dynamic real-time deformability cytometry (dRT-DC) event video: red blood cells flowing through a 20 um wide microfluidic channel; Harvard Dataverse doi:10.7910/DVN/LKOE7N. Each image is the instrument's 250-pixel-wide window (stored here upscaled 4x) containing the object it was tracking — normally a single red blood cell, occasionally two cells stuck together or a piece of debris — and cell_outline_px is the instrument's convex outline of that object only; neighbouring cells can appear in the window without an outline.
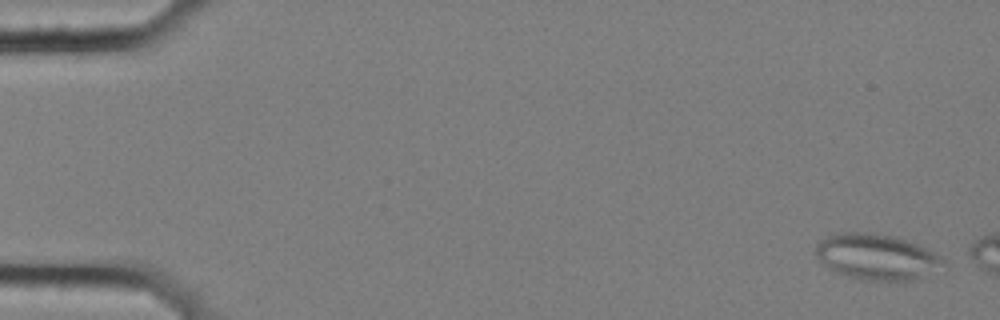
{"species": "common noctule bat (a hibernating species)", "species_latin": "Nyctalus noctula", "temperature_condition": "cold", "stored_images_in_passage": 3, "camera_frame_rate_fps": 3000, "um_per_image_px": 0.085, "animal": {"sex": "female", "body_mass_g": 25.1}, "frame": {"image": 1, "passage_image": 1, "time_ms": 0.0, "image_size_px": [1000, 320], "cell_outline_px": [[944, 260], [916, 280], [856, 280], [832, 272], [816, 256], [816, 244], [820, 240], [828, 236], [840, 232], [872, 232], [896, 236], [916, 244], [940, 256]], "centroid_in_image_um": [74.38, 21.82], "position_along_channel_um": 10.6, "area_um2": 33.64}}